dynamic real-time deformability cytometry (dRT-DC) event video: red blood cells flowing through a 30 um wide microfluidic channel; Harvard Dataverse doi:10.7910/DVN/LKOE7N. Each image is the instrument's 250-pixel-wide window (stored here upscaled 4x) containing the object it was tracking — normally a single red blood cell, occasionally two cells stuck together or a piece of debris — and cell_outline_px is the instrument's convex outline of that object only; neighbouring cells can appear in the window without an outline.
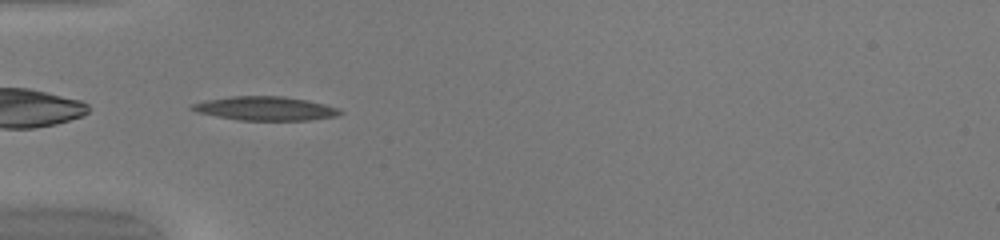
{"species": "common noctule bat (a hibernating species)", "species_latin": "Nyctalus noctula", "temperature_condition": "warm", "stored_images_in_passage": 35, "camera_frame_rate_fps": 3000, "um_per_image_px": 0.085, "animal": {"sex": "female", "body_mass_g": 20.0, "forearm_length_mm": 54.0}, "frame": {"image": 1, "passage_image": 1, "time_ms": 0.0, "image_size_px": [1000, 240], "cell_outline_px": [[344, 112], [336, 116], [308, 120], [240, 120], [216, 116], [196, 112], [188, 108], [192, 104], [204, 100], [232, 96], [284, 96], [308, 100], [340, 108]], "centroid_in_image_um": [22.55, 9.21], "position_along_channel_um": 62.5, "area_um2": 20.69}}
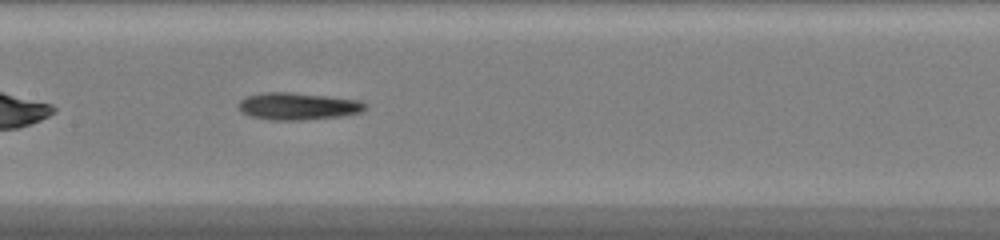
{"frame": {"image": 2, "passage_image": 10, "time_ms": 3.0, "image_size_px": [1000, 240], "cell_outline_px": [[368, 104], [360, 112], [340, 116], [300, 120], [272, 120], [248, 116], [240, 112], [236, 104], [240, 100], [248, 96], [264, 92], [292, 92], [360, 100]], "centroid_in_image_um": [25.26, 9.03], "position_along_channel_um": 182.1, "area_um2": 20.11}}
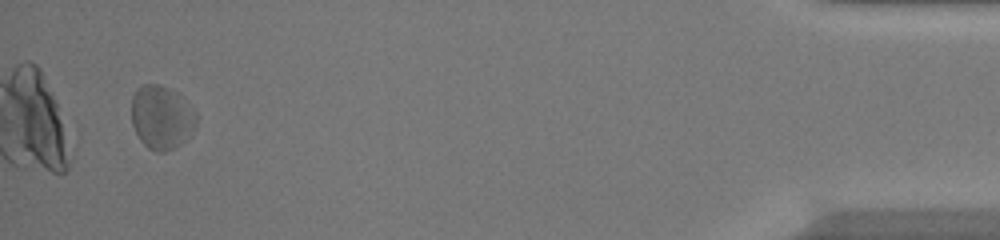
{"frame": {"image": 3, "passage_image": 33, "time_ms": 10.667, "image_size_px": [1000, 240], "cell_outline_px": [[196, 124], [180, 144], [164, 152], [156, 152], [148, 148], [140, 140], [132, 124], [132, 96], [136, 88], [144, 84], [156, 84], [168, 88], [176, 92], [196, 112]], "centroid_in_image_um": [13.69, 9.96], "position_along_channel_um": 421.5, "area_um2": 23.7}, "authors_computed_cell_mechanics": {"area_um2": 20.4034, "velocity_mm_per_s": 4.1088, "shape_relaxation_time_tau1_ms": 2.0048, "shape_relaxation_time_tau2_ms": 3.8491, "deformation_change_tau1": 0.0982, "deformation_change_tau2": 0.1579}}